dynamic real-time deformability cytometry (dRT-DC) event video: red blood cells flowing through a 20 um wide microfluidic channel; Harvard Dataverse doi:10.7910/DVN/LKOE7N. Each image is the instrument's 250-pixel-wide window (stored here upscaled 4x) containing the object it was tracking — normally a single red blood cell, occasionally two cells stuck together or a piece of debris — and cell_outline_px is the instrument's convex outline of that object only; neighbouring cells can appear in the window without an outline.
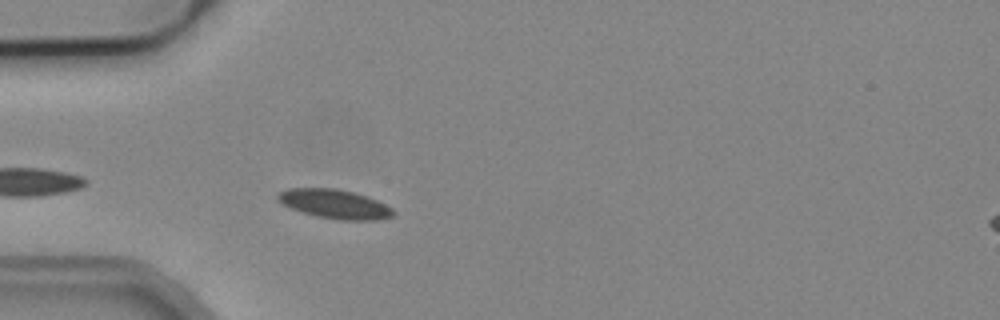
{"species": "common noctule bat (a hibernating species)", "species_latin": "Nyctalus noctula", "temperature_condition": "cold", "stored_images_in_passage": 4, "camera_frame_rate_fps": 3000, "um_per_image_px": 0.085, "animal": {"sex": "male", "body_mass_g": 19.2, "forearm_length_mm": 51.8}, "frame": {"image": 1, "passage_image": 4, "time_ms": 1.0, "image_size_px": [1000, 320], "cell_outline_px": [[396, 212], [392, 216], [380, 220], [340, 220], [316, 216], [292, 208], [284, 204], [276, 196], [280, 192], [288, 188], [336, 188], [368, 196], [392, 208]], "centroid_in_image_um": [28.49, 17.34], "position_along_channel_um": 56.5, "area_um2": 19.42}}